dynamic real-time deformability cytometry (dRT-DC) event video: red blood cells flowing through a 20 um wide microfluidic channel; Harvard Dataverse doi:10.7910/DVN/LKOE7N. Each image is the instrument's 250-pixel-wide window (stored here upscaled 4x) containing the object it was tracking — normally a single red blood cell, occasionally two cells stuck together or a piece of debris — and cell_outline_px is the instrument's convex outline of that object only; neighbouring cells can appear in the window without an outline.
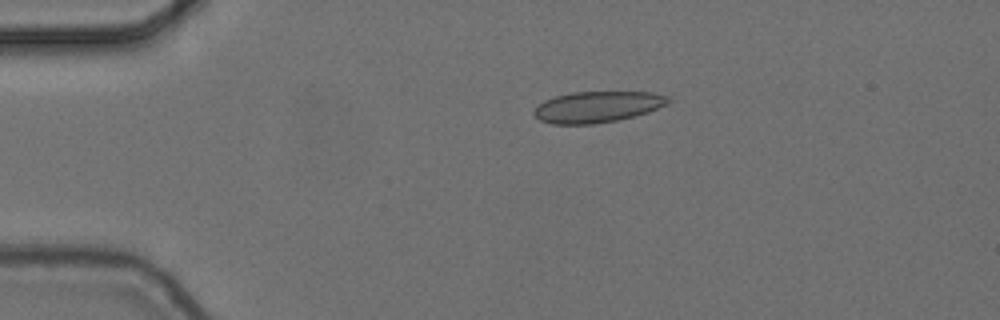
{"species": "common noctule bat (a hibernating species)", "species_latin": "Nyctalus noctula", "temperature_condition": "cold", "stored_images_in_passage": 2, "camera_frame_rate_fps": 3000, "um_per_image_px": 0.085, "animal": {"sex": "female", "body_mass_g": 24.6, "forearm_length_mm": 56.2}, "frame": {"image": 1, "passage_image": 1, "time_ms": 0.0, "image_size_px": [1000, 320], "cell_outline_px": [[672, 100], [668, 104], [648, 112], [616, 120], [592, 124], [552, 124], [540, 120], [532, 112], [544, 100], [556, 96], [572, 92], [652, 92], [668, 96]], "centroid_in_image_um": [50.8, 9.08], "position_along_channel_um": 34.2, "area_um2": 24.22}}